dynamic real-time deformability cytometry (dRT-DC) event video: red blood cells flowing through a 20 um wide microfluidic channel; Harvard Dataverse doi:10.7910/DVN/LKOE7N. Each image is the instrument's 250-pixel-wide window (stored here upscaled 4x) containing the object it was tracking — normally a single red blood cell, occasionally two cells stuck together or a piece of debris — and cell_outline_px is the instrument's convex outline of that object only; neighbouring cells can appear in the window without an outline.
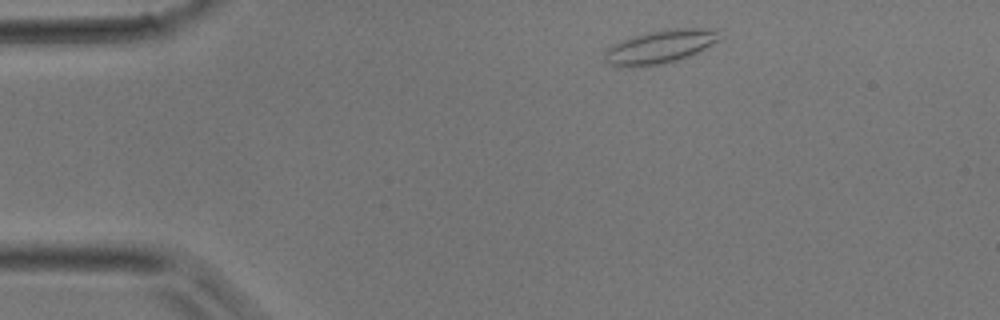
{"species": "common noctule bat (a hibernating species)", "species_latin": "Nyctalus noctula", "temperature_condition": "room temperature", "stored_images_in_passage": 2, "camera_frame_rate_fps": 3000, "um_per_image_px": 0.085, "animal": {"sex": "male", "body_mass_g": 17.9}, "frame": {"image": 1, "passage_image": 1, "time_ms": 0.0, "image_size_px": [1000, 320], "cell_outline_px": [[720, 40], [696, 52], [676, 60], [660, 64], [628, 68], [620, 68], [608, 64], [604, 60], [604, 52], [612, 44], [648, 32], [676, 28], [716, 28]], "centroid_in_image_um": [56.05, 3.99], "position_along_channel_um": 28.9, "area_um2": 22.14}}